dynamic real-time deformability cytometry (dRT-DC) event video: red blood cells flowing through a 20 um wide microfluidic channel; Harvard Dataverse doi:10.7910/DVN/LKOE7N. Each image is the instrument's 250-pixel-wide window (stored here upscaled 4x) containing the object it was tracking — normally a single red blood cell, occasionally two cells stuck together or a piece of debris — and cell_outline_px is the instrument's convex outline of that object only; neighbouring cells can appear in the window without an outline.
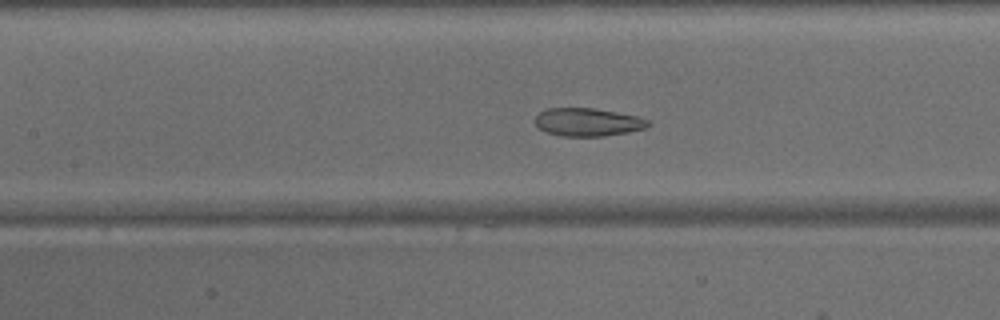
{"species": "common noctule bat (a hibernating species)", "species_latin": "Nyctalus noctula", "temperature_condition": "warm", "stored_images_in_passage": 48, "camera_frame_rate_fps": 3000, "um_per_image_px": 0.085, "animal": {"sex": "male", "body_mass_g": 15.6}, "frame": {"image": 1, "passage_image": 21, "time_ms": 6.667, "image_size_px": [1000, 320], "cell_outline_px": [[652, 124], [648, 128], [628, 132], [604, 136], [564, 136], [544, 132], [536, 128], [536, 116], [540, 112], [548, 108], [596, 108], [636, 116], [648, 120]], "centroid_in_image_um": [49.96, 10.38], "position_along_channel_um": 157.4, "area_um2": 18.61}}
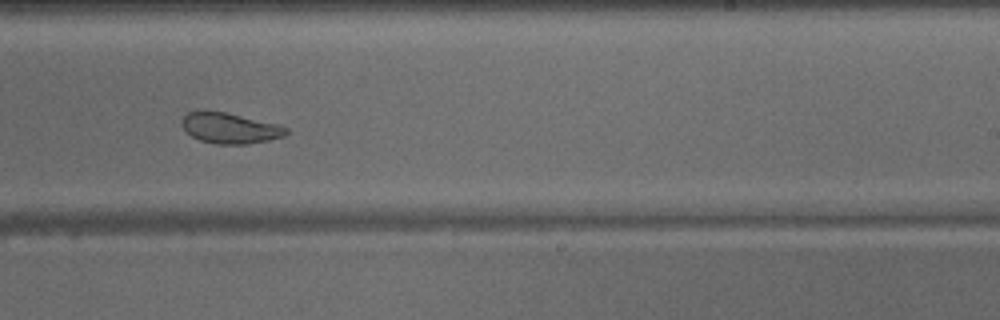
{"frame": {"image": 2, "passage_image": 29, "time_ms": 9.333, "image_size_px": [1000, 320], "cell_outline_px": [[288, 132], [284, 136], [268, 140], [248, 144], [216, 144], [200, 140], [192, 136], [180, 124], [184, 116], [188, 112], [204, 108], [224, 112], [276, 124], [288, 128]], "centroid_in_image_um": [19.49, 10.87], "position_along_channel_um": 269.5, "area_um2": 18.67}}
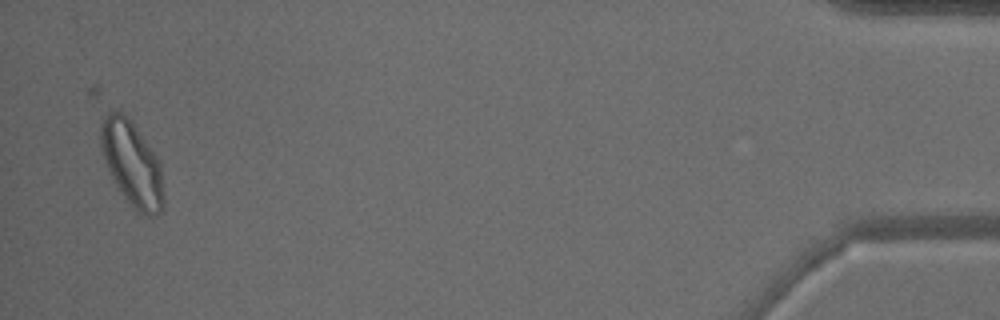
{"frame": {"image": 3, "passage_image": 46, "time_ms": 15.0, "image_size_px": [1000, 320], "cell_outline_px": [[164, 204], [160, 212], [152, 216], [144, 216], [136, 212], [132, 208], [116, 184], [100, 152], [100, 124], [108, 112], [112, 108], [120, 112], [136, 128], [156, 156], [160, 164], [164, 196]], "centroid_in_image_um": [11.21, 13.95], "position_along_channel_um": 424.0, "area_um2": 30.81}}